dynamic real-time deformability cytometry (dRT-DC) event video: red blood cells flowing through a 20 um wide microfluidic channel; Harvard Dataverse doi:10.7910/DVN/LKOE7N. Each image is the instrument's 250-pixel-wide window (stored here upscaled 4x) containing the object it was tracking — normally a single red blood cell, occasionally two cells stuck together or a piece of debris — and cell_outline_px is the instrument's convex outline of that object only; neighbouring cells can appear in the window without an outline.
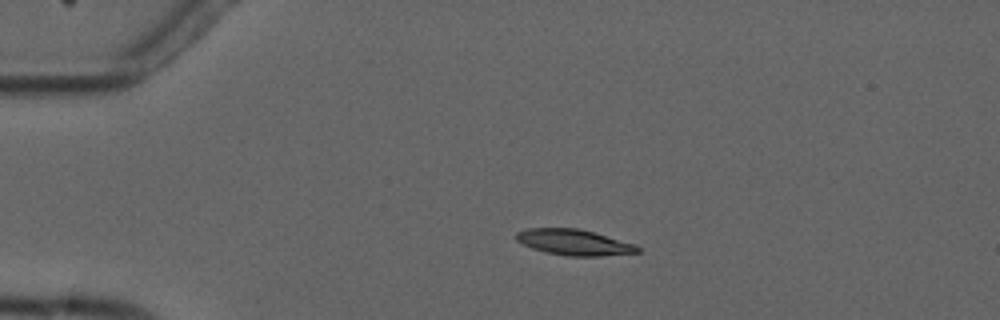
{"species": "common noctule bat (a hibernating species)", "species_latin": "Nyctalus noctula", "temperature_condition": "cold", "stored_images_in_passage": 4, "camera_frame_rate_fps": 3000, "um_per_image_px": 0.085, "animal": {"sex": "male", "forearm_length_mm": 52.5}, "frame": {"image": 1, "passage_image": 4, "time_ms": 3.667, "image_size_px": [1000, 320], "cell_outline_px": [[640, 252], [600, 256], [568, 256], [544, 252], [532, 248], [516, 240], [516, 232], [528, 228], [580, 228], [636, 244], [640, 248]], "centroid_in_image_um": [48.8, 20.59], "position_along_channel_um": 36.2, "area_um2": 18.32}}